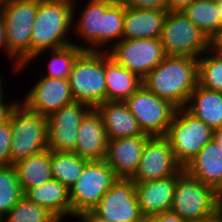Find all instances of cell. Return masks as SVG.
<instances>
[{
    "label": "cell",
    "instance_id": "cell-1",
    "mask_svg": "<svg viewBox=\"0 0 222 222\" xmlns=\"http://www.w3.org/2000/svg\"><path fill=\"white\" fill-rule=\"evenodd\" d=\"M153 94L184 108L198 85V58L166 56L143 79Z\"/></svg>",
    "mask_w": 222,
    "mask_h": 222
},
{
    "label": "cell",
    "instance_id": "cell-2",
    "mask_svg": "<svg viewBox=\"0 0 222 222\" xmlns=\"http://www.w3.org/2000/svg\"><path fill=\"white\" fill-rule=\"evenodd\" d=\"M171 211L186 222H220L222 197L184 170L177 178Z\"/></svg>",
    "mask_w": 222,
    "mask_h": 222
},
{
    "label": "cell",
    "instance_id": "cell-3",
    "mask_svg": "<svg viewBox=\"0 0 222 222\" xmlns=\"http://www.w3.org/2000/svg\"><path fill=\"white\" fill-rule=\"evenodd\" d=\"M73 0H39L31 34V58L40 51L73 44ZM71 40V41H69Z\"/></svg>",
    "mask_w": 222,
    "mask_h": 222
},
{
    "label": "cell",
    "instance_id": "cell-4",
    "mask_svg": "<svg viewBox=\"0 0 222 222\" xmlns=\"http://www.w3.org/2000/svg\"><path fill=\"white\" fill-rule=\"evenodd\" d=\"M8 119L12 130L11 165L48 149V119L46 116L30 111L18 101Z\"/></svg>",
    "mask_w": 222,
    "mask_h": 222
},
{
    "label": "cell",
    "instance_id": "cell-5",
    "mask_svg": "<svg viewBox=\"0 0 222 222\" xmlns=\"http://www.w3.org/2000/svg\"><path fill=\"white\" fill-rule=\"evenodd\" d=\"M68 80L74 101L94 109L105 102V51L84 50L75 60Z\"/></svg>",
    "mask_w": 222,
    "mask_h": 222
},
{
    "label": "cell",
    "instance_id": "cell-6",
    "mask_svg": "<svg viewBox=\"0 0 222 222\" xmlns=\"http://www.w3.org/2000/svg\"><path fill=\"white\" fill-rule=\"evenodd\" d=\"M39 0H4L0 13L8 51L21 63L31 59V34Z\"/></svg>",
    "mask_w": 222,
    "mask_h": 222
},
{
    "label": "cell",
    "instance_id": "cell-7",
    "mask_svg": "<svg viewBox=\"0 0 222 222\" xmlns=\"http://www.w3.org/2000/svg\"><path fill=\"white\" fill-rule=\"evenodd\" d=\"M214 131L185 108H178L166 138L177 162L185 168L196 154L213 139Z\"/></svg>",
    "mask_w": 222,
    "mask_h": 222
},
{
    "label": "cell",
    "instance_id": "cell-8",
    "mask_svg": "<svg viewBox=\"0 0 222 222\" xmlns=\"http://www.w3.org/2000/svg\"><path fill=\"white\" fill-rule=\"evenodd\" d=\"M119 178L105 161H89L78 180L69 189L72 217L92 211L107 190Z\"/></svg>",
    "mask_w": 222,
    "mask_h": 222
},
{
    "label": "cell",
    "instance_id": "cell-9",
    "mask_svg": "<svg viewBox=\"0 0 222 222\" xmlns=\"http://www.w3.org/2000/svg\"><path fill=\"white\" fill-rule=\"evenodd\" d=\"M160 40L166 56L199 58L209 50V39L182 11H168Z\"/></svg>",
    "mask_w": 222,
    "mask_h": 222
},
{
    "label": "cell",
    "instance_id": "cell-10",
    "mask_svg": "<svg viewBox=\"0 0 222 222\" xmlns=\"http://www.w3.org/2000/svg\"><path fill=\"white\" fill-rule=\"evenodd\" d=\"M144 134L166 136L177 107L149 91L143 84L124 101Z\"/></svg>",
    "mask_w": 222,
    "mask_h": 222
},
{
    "label": "cell",
    "instance_id": "cell-11",
    "mask_svg": "<svg viewBox=\"0 0 222 222\" xmlns=\"http://www.w3.org/2000/svg\"><path fill=\"white\" fill-rule=\"evenodd\" d=\"M108 53L141 79L166 57L160 38L121 39Z\"/></svg>",
    "mask_w": 222,
    "mask_h": 222
},
{
    "label": "cell",
    "instance_id": "cell-12",
    "mask_svg": "<svg viewBox=\"0 0 222 222\" xmlns=\"http://www.w3.org/2000/svg\"><path fill=\"white\" fill-rule=\"evenodd\" d=\"M92 211L109 222H142L144 219L132 179L119 178Z\"/></svg>",
    "mask_w": 222,
    "mask_h": 222
},
{
    "label": "cell",
    "instance_id": "cell-13",
    "mask_svg": "<svg viewBox=\"0 0 222 222\" xmlns=\"http://www.w3.org/2000/svg\"><path fill=\"white\" fill-rule=\"evenodd\" d=\"M92 108L83 102L73 101L50 114L48 119V149L73 152L76 147L78 128Z\"/></svg>",
    "mask_w": 222,
    "mask_h": 222
},
{
    "label": "cell",
    "instance_id": "cell-14",
    "mask_svg": "<svg viewBox=\"0 0 222 222\" xmlns=\"http://www.w3.org/2000/svg\"><path fill=\"white\" fill-rule=\"evenodd\" d=\"M182 169L169 140L165 136L150 137L143 148L138 169L131 178L134 182L168 178Z\"/></svg>",
    "mask_w": 222,
    "mask_h": 222
},
{
    "label": "cell",
    "instance_id": "cell-15",
    "mask_svg": "<svg viewBox=\"0 0 222 222\" xmlns=\"http://www.w3.org/2000/svg\"><path fill=\"white\" fill-rule=\"evenodd\" d=\"M28 91L20 103L46 117L74 101L68 79L43 76Z\"/></svg>",
    "mask_w": 222,
    "mask_h": 222
},
{
    "label": "cell",
    "instance_id": "cell-16",
    "mask_svg": "<svg viewBox=\"0 0 222 222\" xmlns=\"http://www.w3.org/2000/svg\"><path fill=\"white\" fill-rule=\"evenodd\" d=\"M149 135L108 140L105 161L118 178L131 179L136 173Z\"/></svg>",
    "mask_w": 222,
    "mask_h": 222
},
{
    "label": "cell",
    "instance_id": "cell-17",
    "mask_svg": "<svg viewBox=\"0 0 222 222\" xmlns=\"http://www.w3.org/2000/svg\"><path fill=\"white\" fill-rule=\"evenodd\" d=\"M108 137L101 115L92 108L82 119L74 153L88 161L105 159Z\"/></svg>",
    "mask_w": 222,
    "mask_h": 222
},
{
    "label": "cell",
    "instance_id": "cell-18",
    "mask_svg": "<svg viewBox=\"0 0 222 222\" xmlns=\"http://www.w3.org/2000/svg\"><path fill=\"white\" fill-rule=\"evenodd\" d=\"M183 171L184 168L168 178L135 182V191L144 218L153 217L171 210L177 178Z\"/></svg>",
    "mask_w": 222,
    "mask_h": 222
},
{
    "label": "cell",
    "instance_id": "cell-19",
    "mask_svg": "<svg viewBox=\"0 0 222 222\" xmlns=\"http://www.w3.org/2000/svg\"><path fill=\"white\" fill-rule=\"evenodd\" d=\"M76 0H73V22L72 30L76 33V37H81L87 44L84 46L86 51H98L102 48V17L104 10L114 0H88L87 4L82 7L83 9L78 12L79 17L76 19ZM76 20V22H75Z\"/></svg>",
    "mask_w": 222,
    "mask_h": 222
},
{
    "label": "cell",
    "instance_id": "cell-20",
    "mask_svg": "<svg viewBox=\"0 0 222 222\" xmlns=\"http://www.w3.org/2000/svg\"><path fill=\"white\" fill-rule=\"evenodd\" d=\"M184 170L222 197V149L214 139L196 154Z\"/></svg>",
    "mask_w": 222,
    "mask_h": 222
},
{
    "label": "cell",
    "instance_id": "cell-21",
    "mask_svg": "<svg viewBox=\"0 0 222 222\" xmlns=\"http://www.w3.org/2000/svg\"><path fill=\"white\" fill-rule=\"evenodd\" d=\"M168 9H135L125 6L122 39L160 38Z\"/></svg>",
    "mask_w": 222,
    "mask_h": 222
},
{
    "label": "cell",
    "instance_id": "cell-22",
    "mask_svg": "<svg viewBox=\"0 0 222 222\" xmlns=\"http://www.w3.org/2000/svg\"><path fill=\"white\" fill-rule=\"evenodd\" d=\"M95 109L102 117L108 140L147 135L142 132L125 102L105 101Z\"/></svg>",
    "mask_w": 222,
    "mask_h": 222
},
{
    "label": "cell",
    "instance_id": "cell-23",
    "mask_svg": "<svg viewBox=\"0 0 222 222\" xmlns=\"http://www.w3.org/2000/svg\"><path fill=\"white\" fill-rule=\"evenodd\" d=\"M23 196L46 208L55 217L64 219L65 216H72L69 189L56 179L28 189Z\"/></svg>",
    "mask_w": 222,
    "mask_h": 222
},
{
    "label": "cell",
    "instance_id": "cell-24",
    "mask_svg": "<svg viewBox=\"0 0 222 222\" xmlns=\"http://www.w3.org/2000/svg\"><path fill=\"white\" fill-rule=\"evenodd\" d=\"M106 101L124 102L142 85V79L105 52Z\"/></svg>",
    "mask_w": 222,
    "mask_h": 222
},
{
    "label": "cell",
    "instance_id": "cell-25",
    "mask_svg": "<svg viewBox=\"0 0 222 222\" xmlns=\"http://www.w3.org/2000/svg\"><path fill=\"white\" fill-rule=\"evenodd\" d=\"M184 108L213 131L222 127V93L197 85Z\"/></svg>",
    "mask_w": 222,
    "mask_h": 222
},
{
    "label": "cell",
    "instance_id": "cell-26",
    "mask_svg": "<svg viewBox=\"0 0 222 222\" xmlns=\"http://www.w3.org/2000/svg\"><path fill=\"white\" fill-rule=\"evenodd\" d=\"M23 194L52 179L50 150L46 149L13 165Z\"/></svg>",
    "mask_w": 222,
    "mask_h": 222
},
{
    "label": "cell",
    "instance_id": "cell-27",
    "mask_svg": "<svg viewBox=\"0 0 222 222\" xmlns=\"http://www.w3.org/2000/svg\"><path fill=\"white\" fill-rule=\"evenodd\" d=\"M83 45V46H82ZM50 51L51 57H49L48 61V70L46 74H43L44 77L49 78H59V79H68L69 75L72 71L73 65L77 57L84 51V44H77L74 42L73 44L51 50H43L35 54L28 62L23 63L17 70L21 71L25 69L31 61L36 60L42 53H47Z\"/></svg>",
    "mask_w": 222,
    "mask_h": 222
},
{
    "label": "cell",
    "instance_id": "cell-28",
    "mask_svg": "<svg viewBox=\"0 0 222 222\" xmlns=\"http://www.w3.org/2000/svg\"><path fill=\"white\" fill-rule=\"evenodd\" d=\"M51 175L68 189L78 180L89 162L74 152L50 151Z\"/></svg>",
    "mask_w": 222,
    "mask_h": 222
},
{
    "label": "cell",
    "instance_id": "cell-29",
    "mask_svg": "<svg viewBox=\"0 0 222 222\" xmlns=\"http://www.w3.org/2000/svg\"><path fill=\"white\" fill-rule=\"evenodd\" d=\"M182 13L209 39L220 27L217 0H194Z\"/></svg>",
    "mask_w": 222,
    "mask_h": 222
},
{
    "label": "cell",
    "instance_id": "cell-30",
    "mask_svg": "<svg viewBox=\"0 0 222 222\" xmlns=\"http://www.w3.org/2000/svg\"><path fill=\"white\" fill-rule=\"evenodd\" d=\"M124 16H125V5L120 0H114L104 10L102 17L103 47L101 51L108 52L109 48H112L116 43H118L122 39ZM110 44H112V46Z\"/></svg>",
    "mask_w": 222,
    "mask_h": 222
},
{
    "label": "cell",
    "instance_id": "cell-31",
    "mask_svg": "<svg viewBox=\"0 0 222 222\" xmlns=\"http://www.w3.org/2000/svg\"><path fill=\"white\" fill-rule=\"evenodd\" d=\"M198 85L222 93V56L207 50L198 58Z\"/></svg>",
    "mask_w": 222,
    "mask_h": 222
},
{
    "label": "cell",
    "instance_id": "cell-32",
    "mask_svg": "<svg viewBox=\"0 0 222 222\" xmlns=\"http://www.w3.org/2000/svg\"><path fill=\"white\" fill-rule=\"evenodd\" d=\"M22 197L14 166H0V220Z\"/></svg>",
    "mask_w": 222,
    "mask_h": 222
},
{
    "label": "cell",
    "instance_id": "cell-33",
    "mask_svg": "<svg viewBox=\"0 0 222 222\" xmlns=\"http://www.w3.org/2000/svg\"><path fill=\"white\" fill-rule=\"evenodd\" d=\"M55 216L23 196L0 222H50Z\"/></svg>",
    "mask_w": 222,
    "mask_h": 222
},
{
    "label": "cell",
    "instance_id": "cell-34",
    "mask_svg": "<svg viewBox=\"0 0 222 222\" xmlns=\"http://www.w3.org/2000/svg\"><path fill=\"white\" fill-rule=\"evenodd\" d=\"M12 140V130L10 120L0 125V166L11 165L10 142Z\"/></svg>",
    "mask_w": 222,
    "mask_h": 222
},
{
    "label": "cell",
    "instance_id": "cell-35",
    "mask_svg": "<svg viewBox=\"0 0 222 222\" xmlns=\"http://www.w3.org/2000/svg\"><path fill=\"white\" fill-rule=\"evenodd\" d=\"M125 6L135 9L162 10L168 9L166 0H120Z\"/></svg>",
    "mask_w": 222,
    "mask_h": 222
},
{
    "label": "cell",
    "instance_id": "cell-36",
    "mask_svg": "<svg viewBox=\"0 0 222 222\" xmlns=\"http://www.w3.org/2000/svg\"><path fill=\"white\" fill-rule=\"evenodd\" d=\"M0 48L2 49V51L4 50L6 55L8 56V58H10V60L13 63V70L14 72H17V69L22 65L9 51H8V47H7V40H6V34H5V26H4V22L2 19V15L0 13ZM16 70V71H15Z\"/></svg>",
    "mask_w": 222,
    "mask_h": 222
},
{
    "label": "cell",
    "instance_id": "cell-37",
    "mask_svg": "<svg viewBox=\"0 0 222 222\" xmlns=\"http://www.w3.org/2000/svg\"><path fill=\"white\" fill-rule=\"evenodd\" d=\"M142 222H186L173 211H165L153 217H146Z\"/></svg>",
    "mask_w": 222,
    "mask_h": 222
},
{
    "label": "cell",
    "instance_id": "cell-38",
    "mask_svg": "<svg viewBox=\"0 0 222 222\" xmlns=\"http://www.w3.org/2000/svg\"><path fill=\"white\" fill-rule=\"evenodd\" d=\"M209 51L222 56V26L209 38Z\"/></svg>",
    "mask_w": 222,
    "mask_h": 222
},
{
    "label": "cell",
    "instance_id": "cell-39",
    "mask_svg": "<svg viewBox=\"0 0 222 222\" xmlns=\"http://www.w3.org/2000/svg\"><path fill=\"white\" fill-rule=\"evenodd\" d=\"M18 101L19 100H15L11 103L5 102L4 98L0 101V125H2L8 120L11 110L17 104Z\"/></svg>",
    "mask_w": 222,
    "mask_h": 222
},
{
    "label": "cell",
    "instance_id": "cell-40",
    "mask_svg": "<svg viewBox=\"0 0 222 222\" xmlns=\"http://www.w3.org/2000/svg\"><path fill=\"white\" fill-rule=\"evenodd\" d=\"M194 0H166L168 11L181 12Z\"/></svg>",
    "mask_w": 222,
    "mask_h": 222
},
{
    "label": "cell",
    "instance_id": "cell-41",
    "mask_svg": "<svg viewBox=\"0 0 222 222\" xmlns=\"http://www.w3.org/2000/svg\"><path fill=\"white\" fill-rule=\"evenodd\" d=\"M77 217L81 221L79 222H109L108 220L102 219L98 215H96L93 211H86L79 214Z\"/></svg>",
    "mask_w": 222,
    "mask_h": 222
},
{
    "label": "cell",
    "instance_id": "cell-42",
    "mask_svg": "<svg viewBox=\"0 0 222 222\" xmlns=\"http://www.w3.org/2000/svg\"><path fill=\"white\" fill-rule=\"evenodd\" d=\"M213 139L217 142V144L222 149V127L217 130H214Z\"/></svg>",
    "mask_w": 222,
    "mask_h": 222
},
{
    "label": "cell",
    "instance_id": "cell-43",
    "mask_svg": "<svg viewBox=\"0 0 222 222\" xmlns=\"http://www.w3.org/2000/svg\"><path fill=\"white\" fill-rule=\"evenodd\" d=\"M4 80H3V77L0 76V101L3 99V97L5 96L4 95V88L2 87L3 86V83Z\"/></svg>",
    "mask_w": 222,
    "mask_h": 222
},
{
    "label": "cell",
    "instance_id": "cell-44",
    "mask_svg": "<svg viewBox=\"0 0 222 222\" xmlns=\"http://www.w3.org/2000/svg\"><path fill=\"white\" fill-rule=\"evenodd\" d=\"M217 8L221 19V26H222V0H217Z\"/></svg>",
    "mask_w": 222,
    "mask_h": 222
},
{
    "label": "cell",
    "instance_id": "cell-45",
    "mask_svg": "<svg viewBox=\"0 0 222 222\" xmlns=\"http://www.w3.org/2000/svg\"><path fill=\"white\" fill-rule=\"evenodd\" d=\"M50 222H64L62 218L54 217Z\"/></svg>",
    "mask_w": 222,
    "mask_h": 222
},
{
    "label": "cell",
    "instance_id": "cell-46",
    "mask_svg": "<svg viewBox=\"0 0 222 222\" xmlns=\"http://www.w3.org/2000/svg\"><path fill=\"white\" fill-rule=\"evenodd\" d=\"M3 3H4V0H0V10L2 8Z\"/></svg>",
    "mask_w": 222,
    "mask_h": 222
}]
</instances>
